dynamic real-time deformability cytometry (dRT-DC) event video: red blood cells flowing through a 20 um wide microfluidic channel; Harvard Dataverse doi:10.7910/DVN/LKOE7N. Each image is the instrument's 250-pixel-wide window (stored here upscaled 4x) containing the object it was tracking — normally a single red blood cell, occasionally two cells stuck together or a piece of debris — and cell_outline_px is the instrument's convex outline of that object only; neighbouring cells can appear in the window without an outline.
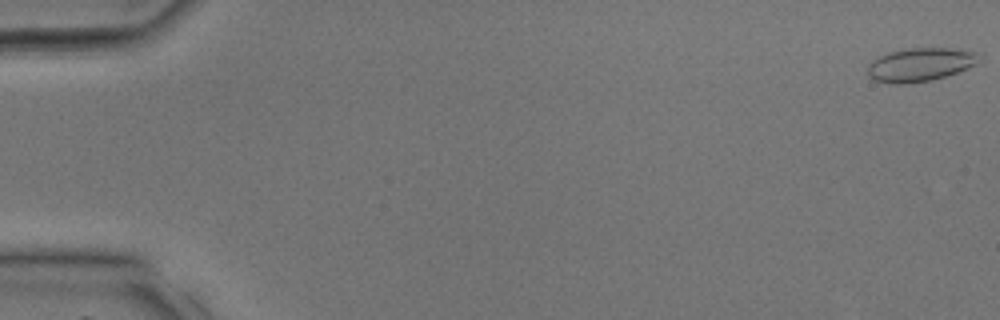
{"species": "common noctule bat (a hibernating species)", "species_latin": "Nyctalus noctula", "temperature_condition": "room temperature", "stored_images_in_passage": 31, "camera_frame_rate_fps": 3000, "um_per_image_px": 0.085, "animal": {"sex": "male", "body_mass_g": 17.9, "forearm_length_mm": 54.2}, "frame": {"image": 1, "passage_image": 1, "time_ms": 0.0, "image_size_px": [1000, 320], "cell_outline_px": [[984, 60], [980, 64], [932, 80], [908, 84], [888, 84], [876, 80], [868, 76], [868, 64], [872, 60], [888, 52], [908, 48], [948, 48], [980, 52], [984, 56]], "centroid_in_image_um": [78.29, 5.49], "position_along_channel_um": 6.7, "area_um2": 22.25}}
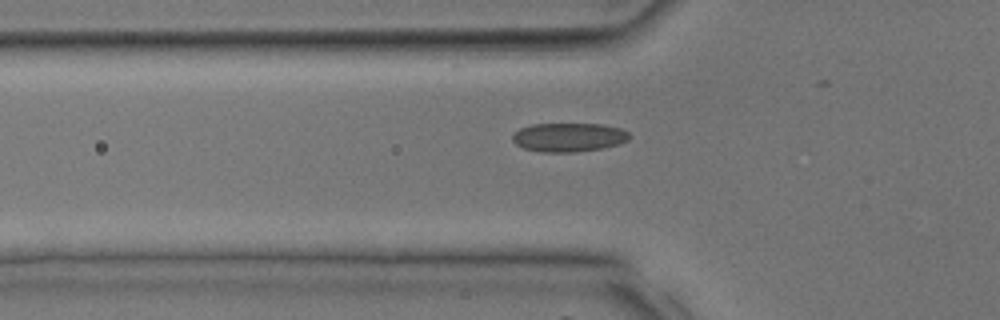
{"frame": {"image": 2, "passage_image": 14, "time_ms": 4.333, "image_size_px": [1000, 320], "cell_outline_px": [[632, 136], [628, 140], [620, 144], [604, 148], [576, 152], [540, 152], [524, 148], [516, 144], [512, 140], [512, 136], [520, 128], [532, 124], [604, 124], [620, 128], [628, 132]], "centroid_in_image_um": [48.38, 11.67], "position_along_channel_um": 77.4, "area_um2": 19.83}}
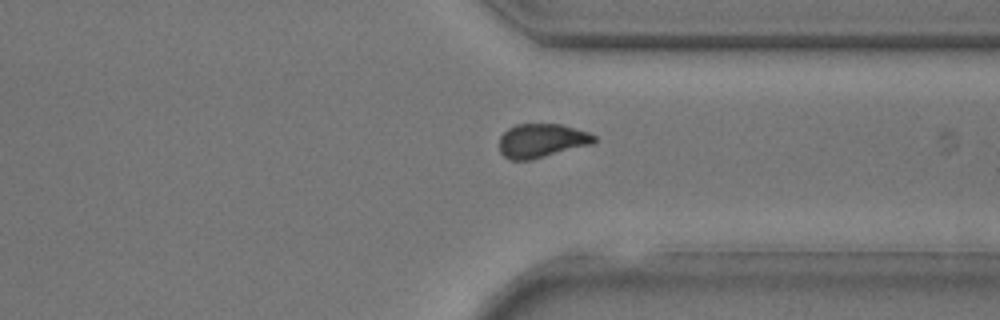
{"frame": {"image": 3, "passage_image": 30, "time_ms": 9.667, "image_size_px": [1000, 320], "cell_outline_px": [[596, 140], [592, 144], [532, 160], [512, 160], [504, 156], [500, 152], [500, 136], [508, 128], [516, 124], [560, 124], [588, 132], [596, 136]], "centroid_in_image_um": [46.04, 11.96], "position_along_channel_um": 365.4, "area_um2": 18.73}}